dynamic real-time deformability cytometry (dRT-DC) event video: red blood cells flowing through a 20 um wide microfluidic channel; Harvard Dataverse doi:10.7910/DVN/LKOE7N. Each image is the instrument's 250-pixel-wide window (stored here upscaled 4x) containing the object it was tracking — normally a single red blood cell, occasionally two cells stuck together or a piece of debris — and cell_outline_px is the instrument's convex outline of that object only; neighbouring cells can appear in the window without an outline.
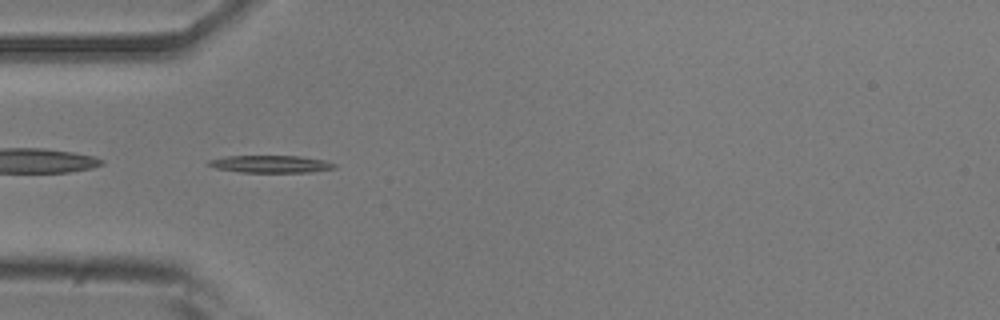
{"species": "common noctule bat (a hibernating species)", "species_latin": "Nyctalus noctula", "temperature_condition": "room temperature", "stored_images_in_passage": 23, "camera_frame_rate_fps": 3000, "um_per_image_px": 0.085, "animal": {"sex": "male", "body_mass_g": 20.5, "forearm_length_mm": 52.5}, "frame": {"image": 1, "passage_image": 1, "time_ms": 0.0, "image_size_px": [1000, 320], "cell_outline_px": [[336, 168], [312, 172], [240, 172], [216, 168], [204, 164], [208, 160], [228, 156], [300, 156], [324, 160], [336, 164]], "centroid_in_image_um": [23.0, 13.94], "position_along_channel_um": 62.0, "area_um2": 12.72}}
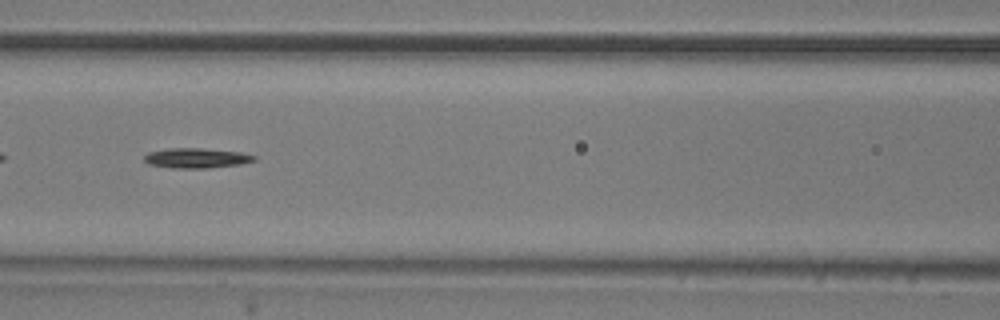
{"frame": {"image": 2, "passage_image": 8, "time_ms": 2.333, "image_size_px": [1000, 320], "cell_outline_px": [[256, 160], [240, 164], [208, 168], [172, 168], [148, 164], [144, 160], [144, 156], [148, 152], [168, 148], [200, 148], [240, 152], [256, 156]], "centroid_in_image_um": [16.67, 13.43], "position_along_channel_um": 149.9, "area_um2": 12.77}}
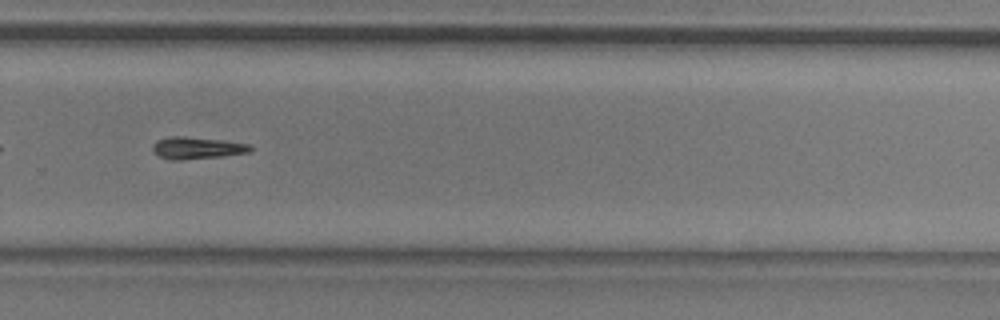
{"frame": {"image": 3, "passage_image": 21, "time_ms": 6.667, "image_size_px": [1000, 320], "cell_outline_px": [[252, 152], [220, 156], [180, 160], [172, 160], [160, 156], [152, 152], [152, 144], [156, 140], [172, 136], [184, 136], [220, 140], [252, 144]], "centroid_in_image_um": [16.73, 12.57], "position_along_channel_um": 313.1, "area_um2": 12.54}}